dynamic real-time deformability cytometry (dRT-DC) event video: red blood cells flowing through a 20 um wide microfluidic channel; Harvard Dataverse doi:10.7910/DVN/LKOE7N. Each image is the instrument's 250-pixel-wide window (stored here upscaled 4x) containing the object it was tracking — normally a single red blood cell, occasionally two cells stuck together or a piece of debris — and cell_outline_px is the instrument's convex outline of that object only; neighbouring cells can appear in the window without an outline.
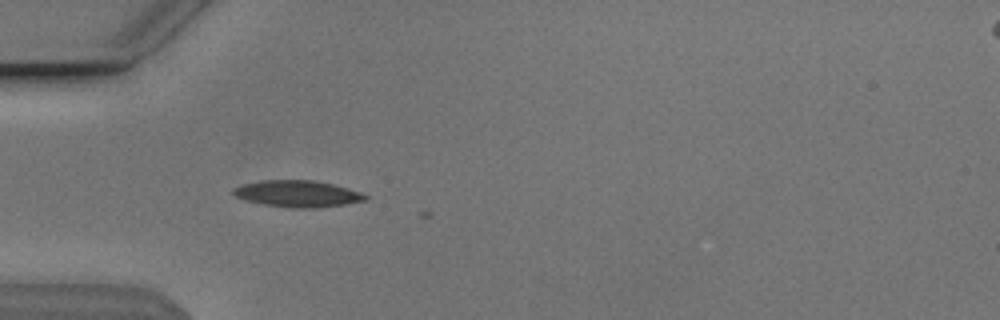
{"species": "Egyptian fruit bat (a non-hibernating species)", "species_latin": "Rousettus aegyptiacus", "temperature_condition": "cold", "stored_images_in_passage": 2, "camera_frame_rate_fps": 3000, "um_per_image_px": 0.085, "animal": {"sex": "male"}, "frame": {"image": 1, "passage_image": 1, "time_ms": 0.0, "image_size_px": [1000, 320], "cell_outline_px": [[368, 200], [320, 208], [288, 208], [264, 204], [244, 200], [236, 196], [232, 192], [232, 188], [244, 184], [260, 180], [312, 180], [332, 184], [348, 188], [360, 192], [368, 196]], "centroid_in_image_um": [25.29, 16.47], "position_along_channel_um": 59.7, "area_um2": 20.52}}